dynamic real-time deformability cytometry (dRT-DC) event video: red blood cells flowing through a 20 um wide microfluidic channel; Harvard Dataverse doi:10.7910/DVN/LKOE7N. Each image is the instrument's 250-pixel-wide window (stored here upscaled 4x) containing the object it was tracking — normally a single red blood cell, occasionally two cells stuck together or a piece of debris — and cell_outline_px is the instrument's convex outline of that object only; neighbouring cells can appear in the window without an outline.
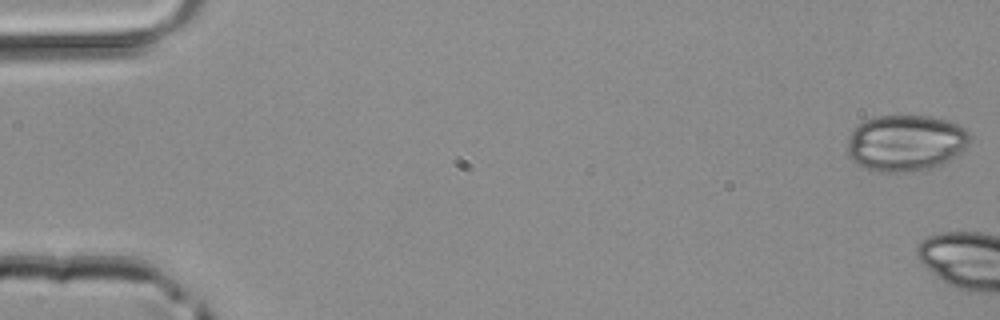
{"species": "common noctule bat (a hibernating species)", "species_latin": "Nyctalus noctula", "temperature_condition": "room temperature", "stored_images_in_passage": 9, "camera_frame_rate_fps": 3000, "um_per_image_px": 0.085, "animal": {"sex": "male", "body_mass_g": 20.4}, "frame": {"image": 1, "passage_image": 1, "time_ms": 0.0, "image_size_px": [1000, 320], "cell_outline_px": [[972, 136], [968, 144], [956, 156], [932, 168], [908, 172], [880, 172], [856, 164], [848, 156], [848, 140], [852, 132], [864, 120], [876, 116], [932, 116], [948, 120], [964, 128]], "centroid_in_image_um": [76.99, 12.15], "position_along_channel_um": 8.0, "area_um2": 40.17}}